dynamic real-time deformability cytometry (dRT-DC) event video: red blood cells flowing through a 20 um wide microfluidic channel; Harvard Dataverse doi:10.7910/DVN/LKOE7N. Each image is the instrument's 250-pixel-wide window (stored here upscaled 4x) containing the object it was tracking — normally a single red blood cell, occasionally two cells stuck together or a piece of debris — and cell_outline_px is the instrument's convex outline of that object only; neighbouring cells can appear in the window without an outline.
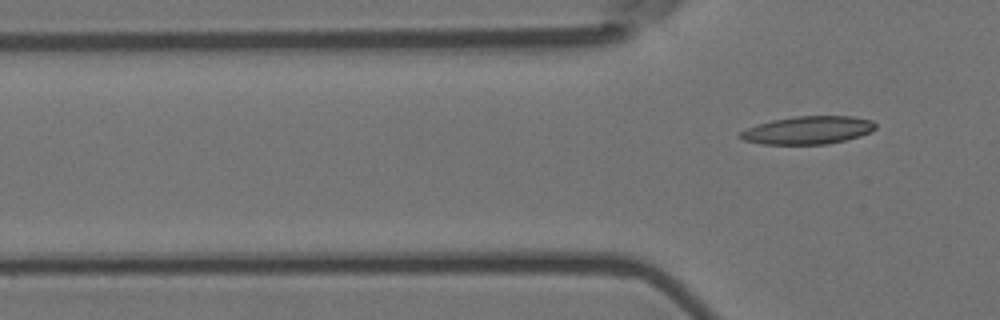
{"species": "Egyptian fruit bat (a non-hibernating species)", "species_latin": "Rousettus aegyptiacus", "temperature_condition": "room temperature", "stored_images_in_passage": 2, "camera_frame_rate_fps": 3000, "um_per_image_px": 0.085, "animal": {"sex": "female"}, "frame": {"image": 1, "passage_image": 2, "time_ms": 0.333, "image_size_px": [1000, 320], "cell_outline_px": [[876, 128], [860, 136], [828, 144], [764, 144], [744, 140], [736, 136], [740, 132], [756, 124], [772, 120], [796, 116], [852, 116], [872, 120], [876, 124]], "centroid_in_image_um": [68.66, 11.06], "position_along_channel_um": 57.1, "area_um2": 21.96}}